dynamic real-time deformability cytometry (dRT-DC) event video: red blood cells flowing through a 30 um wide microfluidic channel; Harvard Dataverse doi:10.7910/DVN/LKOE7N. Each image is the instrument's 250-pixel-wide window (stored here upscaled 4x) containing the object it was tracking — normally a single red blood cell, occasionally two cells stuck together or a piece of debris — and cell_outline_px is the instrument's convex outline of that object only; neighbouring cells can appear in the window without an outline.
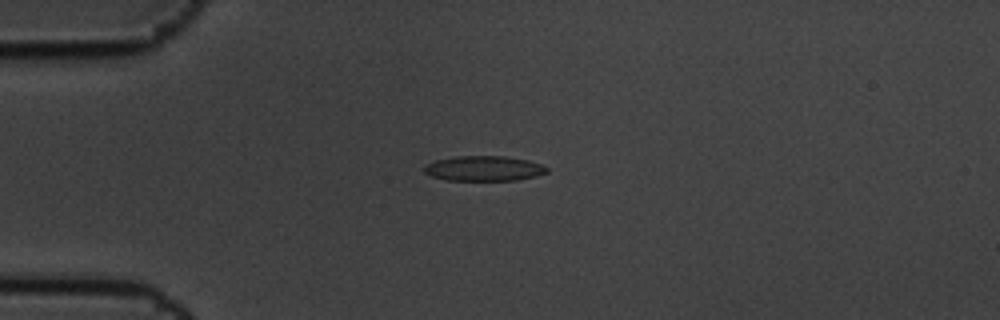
{"species": "common noctule bat (a hibernating species)", "species_latin": "Nyctalus noctula", "temperature_condition": "cold", "stored_images_in_passage": 2, "camera_frame_rate_fps": 3000, "um_per_image_px": 0.085, "animal": {"sex": "male", "body_mass_g": 19.5, "forearm_length_mm": 54.6}, "frame": {"image": 1, "passage_image": 2, "time_ms": 0.333, "image_size_px": [1000, 320], "cell_outline_px": [[548, 172], [536, 176], [516, 180], [448, 180], [432, 176], [424, 172], [424, 168], [428, 164], [436, 160], [456, 156], [504, 156], [528, 160], [540, 164], [548, 168]], "centroid_in_image_um": [41.15, 14.31], "position_along_channel_um": 43.8, "area_um2": 17.74}}